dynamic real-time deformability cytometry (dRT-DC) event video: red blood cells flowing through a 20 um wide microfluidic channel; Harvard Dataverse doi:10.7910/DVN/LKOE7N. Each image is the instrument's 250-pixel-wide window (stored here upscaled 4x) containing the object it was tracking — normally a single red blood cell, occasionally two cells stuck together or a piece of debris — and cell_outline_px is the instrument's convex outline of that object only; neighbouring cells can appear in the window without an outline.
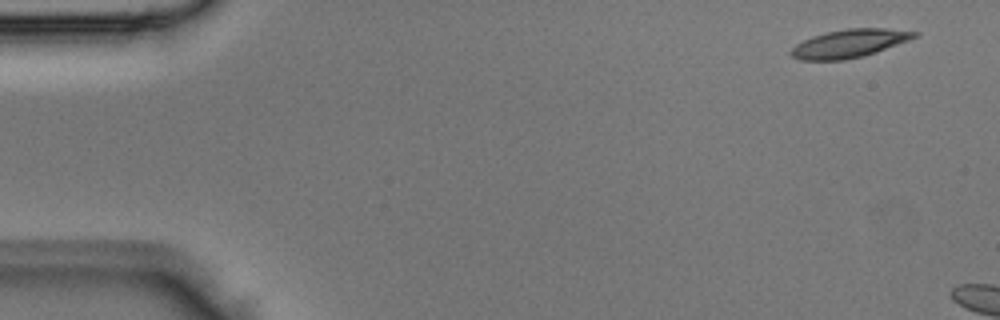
{"species": "Egyptian fruit bat (a non-hibernating species)", "species_latin": "Rousettus aegyptiacus", "temperature_condition": "room temperature", "stored_images_in_passage": 5, "camera_frame_rate_fps": 3000, "um_per_image_px": 0.085, "animal": {"sex": "male"}, "frame": {"image": 1, "passage_image": 5, "time_ms": 1.333, "image_size_px": [1000, 320], "cell_outline_px": [[920, 36], [876, 52], [864, 56], [844, 60], [800, 60], [792, 56], [788, 52], [796, 44], [812, 36], [828, 32], [848, 28], [884, 28], [920, 32]], "centroid_in_image_um": [72.21, 3.69], "position_along_channel_um": 12.8, "area_um2": 20.29}}